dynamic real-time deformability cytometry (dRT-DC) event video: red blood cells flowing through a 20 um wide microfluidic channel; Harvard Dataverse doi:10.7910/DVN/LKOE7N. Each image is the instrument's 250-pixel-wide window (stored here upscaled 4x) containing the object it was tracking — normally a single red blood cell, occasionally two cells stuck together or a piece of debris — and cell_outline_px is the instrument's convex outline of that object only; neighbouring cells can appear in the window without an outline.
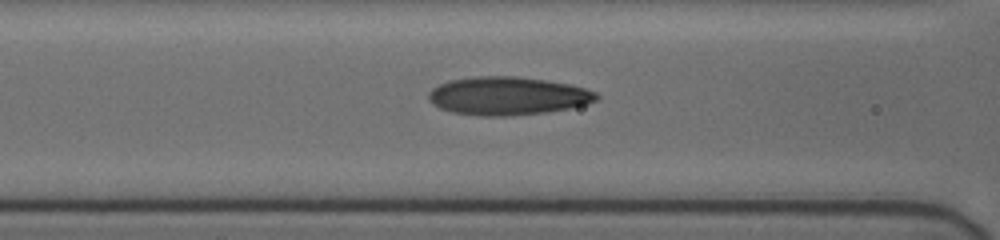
{"species": "human", "species_latin": "Homo sapiens", "temperature_condition": "cold", "stored_images_in_passage": 29, "camera_frame_rate_fps": 3000, "um_per_image_px": 0.085, "donor": {"sex": "female"}, "frame": {"image": 1, "passage_image": 5, "time_ms": 1.333, "image_size_px": [1000, 240], "cell_outline_px": [[600, 96], [596, 100], [584, 104], [568, 108], [544, 112], [504, 116], [480, 116], [452, 112], [440, 108], [432, 104], [428, 100], [428, 92], [432, 88], [448, 80], [476, 76], [516, 76], [544, 80], [568, 84], [584, 88], [596, 92]], "centroid_in_image_um": [43.09, 8.15], "position_along_channel_um": 123.5, "area_um2": 37.22}}
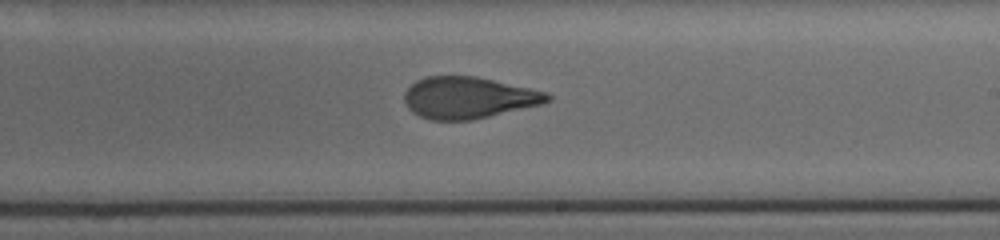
{"frame": {"image": 2, "passage_image": 15, "time_ms": 4.667, "image_size_px": [1000, 240], "cell_outline_px": [[552, 100], [540, 104], [472, 120], [432, 120], [420, 116], [412, 112], [408, 108], [404, 100], [404, 92], [416, 80], [424, 76], [476, 76], [528, 88], [544, 92], [552, 96]], "centroid_in_image_um": [39.76, 8.3], "position_along_channel_um": 249.2, "area_um2": 34.39}}
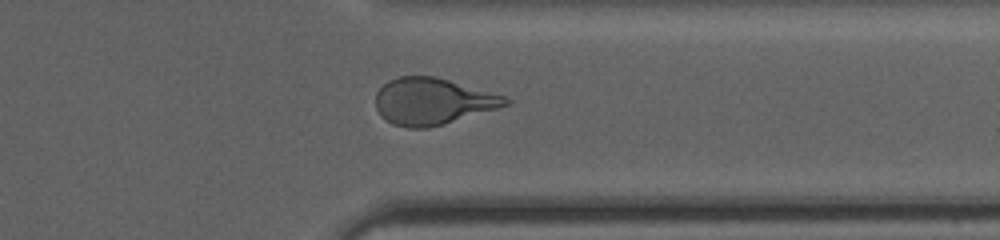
{"frame": {"image": 3, "passage_image": 25, "time_ms": 8.0, "image_size_px": [1000, 240], "cell_outline_px": [[512, 100], [508, 104], [496, 108], [428, 128], [408, 128], [392, 124], [380, 116], [376, 108], [376, 92], [388, 80], [400, 76], [432, 76], [448, 80], [504, 96]], "centroid_in_image_um": [36.7, 8.61], "position_along_channel_um": 374.7, "area_um2": 34.74}}